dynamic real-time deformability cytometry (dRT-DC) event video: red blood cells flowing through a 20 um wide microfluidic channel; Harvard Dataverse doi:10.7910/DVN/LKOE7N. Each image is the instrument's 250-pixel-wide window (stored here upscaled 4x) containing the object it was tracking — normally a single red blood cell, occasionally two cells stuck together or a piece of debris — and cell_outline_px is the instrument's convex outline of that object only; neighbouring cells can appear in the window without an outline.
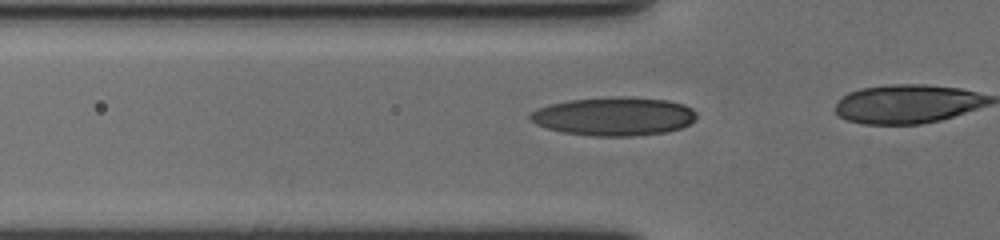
{"species": "human", "species_latin": "Homo sapiens", "temperature_condition": "cold", "stored_images_in_passage": 19, "camera_frame_rate_fps": 3000, "um_per_image_px": 0.085, "donor": {"sex": "female"}, "frame": {"image": 1, "passage_image": 16, "time_ms": 5.0, "image_size_px": [1000, 240], "cell_outline_px": [[696, 120], [680, 128], [668, 132], [632, 136], [592, 136], [564, 132], [548, 128], [536, 124], [528, 116], [536, 108], [548, 104], [568, 100], [616, 96], [632, 96], [668, 100], [684, 104], [692, 108], [696, 112]], "centroid_in_image_um": [52.21, 9.87], "position_along_channel_um": 73.6, "area_um2": 37.69}}